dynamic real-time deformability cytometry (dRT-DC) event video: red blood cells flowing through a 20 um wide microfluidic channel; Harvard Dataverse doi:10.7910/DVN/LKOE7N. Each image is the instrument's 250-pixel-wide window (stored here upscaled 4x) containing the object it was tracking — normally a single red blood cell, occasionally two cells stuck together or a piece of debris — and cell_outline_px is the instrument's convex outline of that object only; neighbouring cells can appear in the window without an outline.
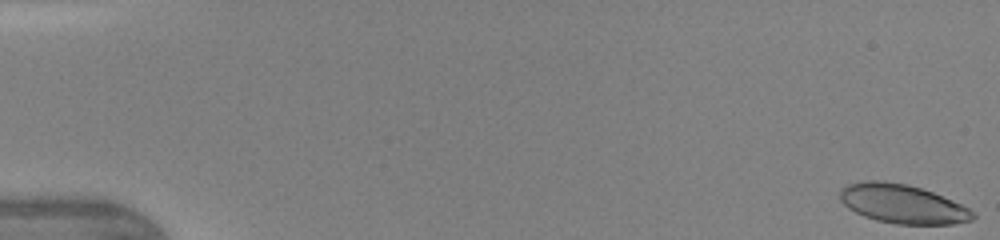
{"species": "human", "species_latin": "Homo sapiens", "temperature_condition": "warm", "stored_images_in_passage": 14, "camera_frame_rate_fps": 3000, "um_per_image_px": 0.085, "donor": {"sex": "female"}, "frame": {"image": 1, "passage_image": 1, "time_ms": 0.0, "image_size_px": [1000, 240], "cell_outline_px": [[976, 216], [972, 220], [952, 224], [896, 224], [876, 220], [864, 216], [848, 208], [840, 200], [840, 188], [848, 184], [864, 180], [884, 180], [908, 184], [932, 192], [952, 200], [968, 208]], "centroid_in_image_um": [76.67, 17.32], "position_along_channel_um": 8.3, "area_um2": 30.17}}
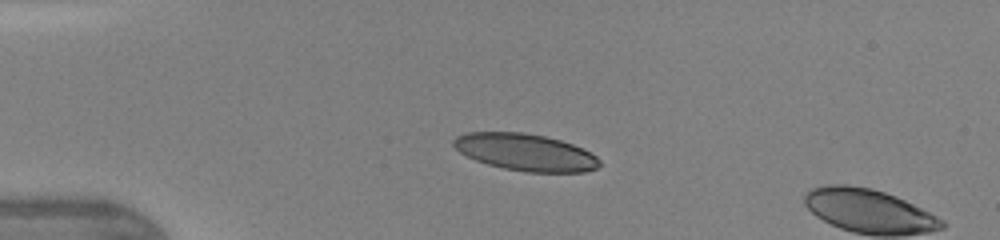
{"frame": {"image": 2, "passage_image": 12, "time_ms": 3.667, "image_size_px": [1000, 240], "cell_outline_px": [[600, 164], [596, 168], [584, 172], [528, 172], [504, 168], [488, 164], [476, 160], [460, 152], [452, 144], [452, 140], [456, 136], [468, 132], [524, 132], [544, 136], [560, 140], [572, 144], [596, 156], [600, 160]], "centroid_in_image_um": [44.64, 12.93], "position_along_channel_um": 40.4, "area_um2": 31.21}}